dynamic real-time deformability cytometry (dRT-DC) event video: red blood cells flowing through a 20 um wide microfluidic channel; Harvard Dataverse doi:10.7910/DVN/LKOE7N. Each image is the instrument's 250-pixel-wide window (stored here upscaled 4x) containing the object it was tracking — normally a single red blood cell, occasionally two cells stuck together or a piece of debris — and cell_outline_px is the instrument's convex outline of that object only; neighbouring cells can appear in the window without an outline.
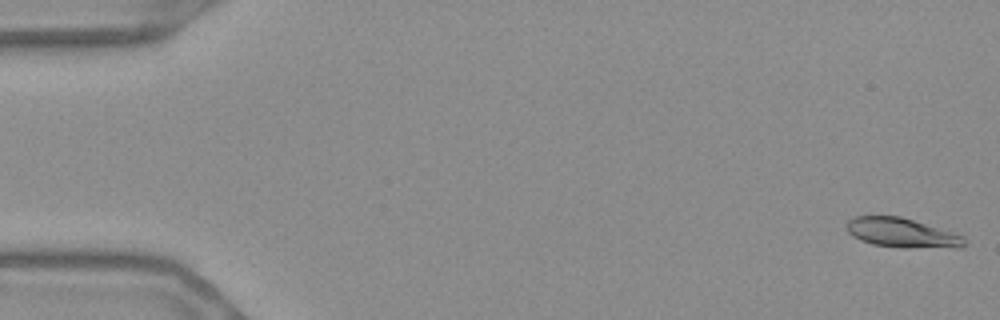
{"species": "Egyptian fruit bat (a non-hibernating species)", "species_latin": "Rousettus aegyptiacus", "temperature_condition": "warm", "stored_images_in_passage": 17, "camera_frame_rate_fps": 3000, "um_per_image_px": 0.085, "frame": {"image": 1, "passage_image": 1, "time_ms": 0.0, "image_size_px": [1000, 320], "cell_outline_px": [[964, 244], [960, 248], [904, 248], [872, 244], [860, 240], [852, 236], [848, 232], [848, 220], [856, 216], [900, 216], [952, 232], [964, 236]], "centroid_in_image_um": [76.67, 19.81], "position_along_channel_um": 8.3, "area_um2": 20.11}}
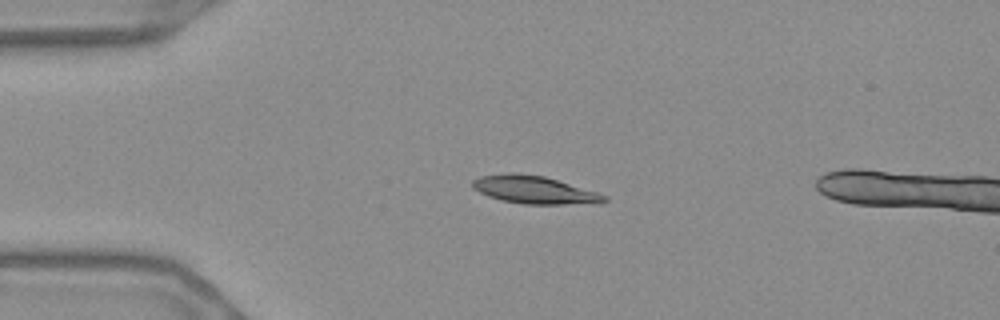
{"frame": {"image": 2, "passage_image": 13, "time_ms": 4.0, "image_size_px": [1000, 320], "cell_outline_px": [[608, 200], [600, 204], [524, 204], [500, 200], [488, 196], [472, 188], [472, 180], [480, 176], [508, 172], [512, 172], [544, 176], [596, 192], [608, 196]], "centroid_in_image_um": [45.42, 16.14], "position_along_channel_um": 39.6, "area_um2": 21.44}}